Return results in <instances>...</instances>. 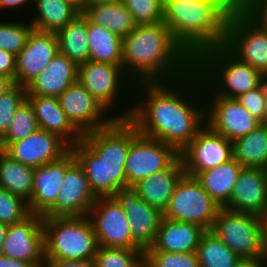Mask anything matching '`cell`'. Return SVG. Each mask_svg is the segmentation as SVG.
Segmentation results:
<instances>
[{"label":"cell","instance_id":"cell-1","mask_svg":"<svg viewBox=\"0 0 267 267\" xmlns=\"http://www.w3.org/2000/svg\"><path fill=\"white\" fill-rule=\"evenodd\" d=\"M128 119L140 134L173 146L181 153L206 125L200 75L194 69L172 81L134 83Z\"/></svg>","mask_w":267,"mask_h":267},{"label":"cell","instance_id":"cell-2","mask_svg":"<svg viewBox=\"0 0 267 267\" xmlns=\"http://www.w3.org/2000/svg\"><path fill=\"white\" fill-rule=\"evenodd\" d=\"M194 62L163 22L136 25L123 38L122 69L134 83L182 78Z\"/></svg>","mask_w":267,"mask_h":267},{"label":"cell","instance_id":"cell-3","mask_svg":"<svg viewBox=\"0 0 267 267\" xmlns=\"http://www.w3.org/2000/svg\"><path fill=\"white\" fill-rule=\"evenodd\" d=\"M138 134L128 118L114 119L106 127L83 134L82 140L70 147L97 198L111 197L126 188L125 162Z\"/></svg>","mask_w":267,"mask_h":267},{"label":"cell","instance_id":"cell-4","mask_svg":"<svg viewBox=\"0 0 267 267\" xmlns=\"http://www.w3.org/2000/svg\"><path fill=\"white\" fill-rule=\"evenodd\" d=\"M230 14L216 0L163 1V23L194 60L224 45Z\"/></svg>","mask_w":267,"mask_h":267},{"label":"cell","instance_id":"cell-5","mask_svg":"<svg viewBox=\"0 0 267 267\" xmlns=\"http://www.w3.org/2000/svg\"><path fill=\"white\" fill-rule=\"evenodd\" d=\"M203 83L204 95L236 98L260 86L266 78L240 61L224 45L203 51L194 62Z\"/></svg>","mask_w":267,"mask_h":267},{"label":"cell","instance_id":"cell-6","mask_svg":"<svg viewBox=\"0 0 267 267\" xmlns=\"http://www.w3.org/2000/svg\"><path fill=\"white\" fill-rule=\"evenodd\" d=\"M77 80L115 118H129L134 82L122 65L87 61L78 66Z\"/></svg>","mask_w":267,"mask_h":267},{"label":"cell","instance_id":"cell-7","mask_svg":"<svg viewBox=\"0 0 267 267\" xmlns=\"http://www.w3.org/2000/svg\"><path fill=\"white\" fill-rule=\"evenodd\" d=\"M45 260L94 261L98 242L88 216L43 217Z\"/></svg>","mask_w":267,"mask_h":267},{"label":"cell","instance_id":"cell-8","mask_svg":"<svg viewBox=\"0 0 267 267\" xmlns=\"http://www.w3.org/2000/svg\"><path fill=\"white\" fill-rule=\"evenodd\" d=\"M210 230L243 260L267 258L258 215L220 208Z\"/></svg>","mask_w":267,"mask_h":267},{"label":"cell","instance_id":"cell-9","mask_svg":"<svg viewBox=\"0 0 267 267\" xmlns=\"http://www.w3.org/2000/svg\"><path fill=\"white\" fill-rule=\"evenodd\" d=\"M219 209L201 183L195 177L184 174L175 186L163 217L210 230Z\"/></svg>","mask_w":267,"mask_h":267},{"label":"cell","instance_id":"cell-10","mask_svg":"<svg viewBox=\"0 0 267 267\" xmlns=\"http://www.w3.org/2000/svg\"><path fill=\"white\" fill-rule=\"evenodd\" d=\"M224 46L240 61L267 77V29L245 12L230 14Z\"/></svg>","mask_w":267,"mask_h":267},{"label":"cell","instance_id":"cell-11","mask_svg":"<svg viewBox=\"0 0 267 267\" xmlns=\"http://www.w3.org/2000/svg\"><path fill=\"white\" fill-rule=\"evenodd\" d=\"M179 157L173 146L139 133L130 143L125 162L126 188L167 169Z\"/></svg>","mask_w":267,"mask_h":267},{"label":"cell","instance_id":"cell-12","mask_svg":"<svg viewBox=\"0 0 267 267\" xmlns=\"http://www.w3.org/2000/svg\"><path fill=\"white\" fill-rule=\"evenodd\" d=\"M98 246L141 248L132 238L128 217L112 197H99L88 212Z\"/></svg>","mask_w":267,"mask_h":267},{"label":"cell","instance_id":"cell-13","mask_svg":"<svg viewBox=\"0 0 267 267\" xmlns=\"http://www.w3.org/2000/svg\"><path fill=\"white\" fill-rule=\"evenodd\" d=\"M180 157L185 174L196 177L200 172L232 160L233 144L206 124L181 151Z\"/></svg>","mask_w":267,"mask_h":267},{"label":"cell","instance_id":"cell-14","mask_svg":"<svg viewBox=\"0 0 267 267\" xmlns=\"http://www.w3.org/2000/svg\"><path fill=\"white\" fill-rule=\"evenodd\" d=\"M2 255L15 260L45 266V233L43 216L30 214L23 221L9 224Z\"/></svg>","mask_w":267,"mask_h":267},{"label":"cell","instance_id":"cell-15","mask_svg":"<svg viewBox=\"0 0 267 267\" xmlns=\"http://www.w3.org/2000/svg\"><path fill=\"white\" fill-rule=\"evenodd\" d=\"M206 124L229 141L247 135L261 123L236 98L204 95Z\"/></svg>","mask_w":267,"mask_h":267},{"label":"cell","instance_id":"cell-16","mask_svg":"<svg viewBox=\"0 0 267 267\" xmlns=\"http://www.w3.org/2000/svg\"><path fill=\"white\" fill-rule=\"evenodd\" d=\"M111 197L125 211L133 240L146 251L155 242L163 213L142 200L133 187L118 189Z\"/></svg>","mask_w":267,"mask_h":267},{"label":"cell","instance_id":"cell-17","mask_svg":"<svg viewBox=\"0 0 267 267\" xmlns=\"http://www.w3.org/2000/svg\"><path fill=\"white\" fill-rule=\"evenodd\" d=\"M58 101L82 134L106 127L115 119L78 80L62 92Z\"/></svg>","mask_w":267,"mask_h":267},{"label":"cell","instance_id":"cell-18","mask_svg":"<svg viewBox=\"0 0 267 267\" xmlns=\"http://www.w3.org/2000/svg\"><path fill=\"white\" fill-rule=\"evenodd\" d=\"M96 199L82 167L75 161L66 170L55 204L43 217L87 216Z\"/></svg>","mask_w":267,"mask_h":267},{"label":"cell","instance_id":"cell-19","mask_svg":"<svg viewBox=\"0 0 267 267\" xmlns=\"http://www.w3.org/2000/svg\"><path fill=\"white\" fill-rule=\"evenodd\" d=\"M70 146L58 135L37 129L28 137L10 143L4 152L12 159L32 168L60 159Z\"/></svg>","mask_w":267,"mask_h":267},{"label":"cell","instance_id":"cell-20","mask_svg":"<svg viewBox=\"0 0 267 267\" xmlns=\"http://www.w3.org/2000/svg\"><path fill=\"white\" fill-rule=\"evenodd\" d=\"M59 52L55 32L32 30L16 56L15 84L26 87Z\"/></svg>","mask_w":267,"mask_h":267},{"label":"cell","instance_id":"cell-21","mask_svg":"<svg viewBox=\"0 0 267 267\" xmlns=\"http://www.w3.org/2000/svg\"><path fill=\"white\" fill-rule=\"evenodd\" d=\"M75 161L69 150L60 159L34 168L33 192L28 202L31 214L43 216L55 204L66 170Z\"/></svg>","mask_w":267,"mask_h":267},{"label":"cell","instance_id":"cell-22","mask_svg":"<svg viewBox=\"0 0 267 267\" xmlns=\"http://www.w3.org/2000/svg\"><path fill=\"white\" fill-rule=\"evenodd\" d=\"M223 208L258 216L264 214L267 211V170L242 167L229 202Z\"/></svg>","mask_w":267,"mask_h":267},{"label":"cell","instance_id":"cell-23","mask_svg":"<svg viewBox=\"0 0 267 267\" xmlns=\"http://www.w3.org/2000/svg\"><path fill=\"white\" fill-rule=\"evenodd\" d=\"M27 101L40 129L58 135L70 147L82 140L83 134L68 119L57 97L27 95Z\"/></svg>","mask_w":267,"mask_h":267},{"label":"cell","instance_id":"cell-24","mask_svg":"<svg viewBox=\"0 0 267 267\" xmlns=\"http://www.w3.org/2000/svg\"><path fill=\"white\" fill-rule=\"evenodd\" d=\"M78 66L67 56L57 53L27 86V95L59 97L77 81Z\"/></svg>","mask_w":267,"mask_h":267},{"label":"cell","instance_id":"cell-25","mask_svg":"<svg viewBox=\"0 0 267 267\" xmlns=\"http://www.w3.org/2000/svg\"><path fill=\"white\" fill-rule=\"evenodd\" d=\"M201 226L162 217L154 244L146 251L193 253L197 251Z\"/></svg>","mask_w":267,"mask_h":267},{"label":"cell","instance_id":"cell-26","mask_svg":"<svg viewBox=\"0 0 267 267\" xmlns=\"http://www.w3.org/2000/svg\"><path fill=\"white\" fill-rule=\"evenodd\" d=\"M184 174L183 162L179 157L170 167L141 180L133 188L142 200L163 213L175 186Z\"/></svg>","mask_w":267,"mask_h":267},{"label":"cell","instance_id":"cell-27","mask_svg":"<svg viewBox=\"0 0 267 267\" xmlns=\"http://www.w3.org/2000/svg\"><path fill=\"white\" fill-rule=\"evenodd\" d=\"M81 9L68 0H35L29 21L40 32H57L73 20Z\"/></svg>","mask_w":267,"mask_h":267},{"label":"cell","instance_id":"cell-28","mask_svg":"<svg viewBox=\"0 0 267 267\" xmlns=\"http://www.w3.org/2000/svg\"><path fill=\"white\" fill-rule=\"evenodd\" d=\"M82 14L90 23L103 26L122 39L135 29L132 15L120 3L84 2Z\"/></svg>","mask_w":267,"mask_h":267},{"label":"cell","instance_id":"cell-29","mask_svg":"<svg viewBox=\"0 0 267 267\" xmlns=\"http://www.w3.org/2000/svg\"><path fill=\"white\" fill-rule=\"evenodd\" d=\"M242 166L233 158L212 169L200 172L195 178L220 208L228 202Z\"/></svg>","mask_w":267,"mask_h":267},{"label":"cell","instance_id":"cell-30","mask_svg":"<svg viewBox=\"0 0 267 267\" xmlns=\"http://www.w3.org/2000/svg\"><path fill=\"white\" fill-rule=\"evenodd\" d=\"M88 19L79 13L64 28L56 32L59 53L77 66L89 61Z\"/></svg>","mask_w":267,"mask_h":267},{"label":"cell","instance_id":"cell-31","mask_svg":"<svg viewBox=\"0 0 267 267\" xmlns=\"http://www.w3.org/2000/svg\"><path fill=\"white\" fill-rule=\"evenodd\" d=\"M233 158L242 166L267 170V124L261 123L232 142Z\"/></svg>","mask_w":267,"mask_h":267},{"label":"cell","instance_id":"cell-32","mask_svg":"<svg viewBox=\"0 0 267 267\" xmlns=\"http://www.w3.org/2000/svg\"><path fill=\"white\" fill-rule=\"evenodd\" d=\"M34 168L12 159L0 152V187L29 202L32 197Z\"/></svg>","mask_w":267,"mask_h":267},{"label":"cell","instance_id":"cell-33","mask_svg":"<svg viewBox=\"0 0 267 267\" xmlns=\"http://www.w3.org/2000/svg\"><path fill=\"white\" fill-rule=\"evenodd\" d=\"M89 60L122 65L123 39L104 28L88 21Z\"/></svg>","mask_w":267,"mask_h":267},{"label":"cell","instance_id":"cell-34","mask_svg":"<svg viewBox=\"0 0 267 267\" xmlns=\"http://www.w3.org/2000/svg\"><path fill=\"white\" fill-rule=\"evenodd\" d=\"M199 267H238L243 261L211 230H206L197 247Z\"/></svg>","mask_w":267,"mask_h":267},{"label":"cell","instance_id":"cell-35","mask_svg":"<svg viewBox=\"0 0 267 267\" xmlns=\"http://www.w3.org/2000/svg\"><path fill=\"white\" fill-rule=\"evenodd\" d=\"M32 30L33 25L28 18L0 17V49L17 56Z\"/></svg>","mask_w":267,"mask_h":267},{"label":"cell","instance_id":"cell-36","mask_svg":"<svg viewBox=\"0 0 267 267\" xmlns=\"http://www.w3.org/2000/svg\"><path fill=\"white\" fill-rule=\"evenodd\" d=\"M144 252L142 248L98 246L93 267H141Z\"/></svg>","mask_w":267,"mask_h":267},{"label":"cell","instance_id":"cell-37","mask_svg":"<svg viewBox=\"0 0 267 267\" xmlns=\"http://www.w3.org/2000/svg\"><path fill=\"white\" fill-rule=\"evenodd\" d=\"M39 129L34 110L26 100L14 114L8 131L3 136L4 149L16 141L22 140Z\"/></svg>","mask_w":267,"mask_h":267},{"label":"cell","instance_id":"cell-38","mask_svg":"<svg viewBox=\"0 0 267 267\" xmlns=\"http://www.w3.org/2000/svg\"><path fill=\"white\" fill-rule=\"evenodd\" d=\"M123 4L136 25L163 22L162 0H124Z\"/></svg>","mask_w":267,"mask_h":267},{"label":"cell","instance_id":"cell-39","mask_svg":"<svg viewBox=\"0 0 267 267\" xmlns=\"http://www.w3.org/2000/svg\"><path fill=\"white\" fill-rule=\"evenodd\" d=\"M27 100L26 87L13 84L0 96V133L6 134L16 110Z\"/></svg>","mask_w":267,"mask_h":267},{"label":"cell","instance_id":"cell-40","mask_svg":"<svg viewBox=\"0 0 267 267\" xmlns=\"http://www.w3.org/2000/svg\"><path fill=\"white\" fill-rule=\"evenodd\" d=\"M28 202L0 187V224H15L30 215Z\"/></svg>","mask_w":267,"mask_h":267},{"label":"cell","instance_id":"cell-41","mask_svg":"<svg viewBox=\"0 0 267 267\" xmlns=\"http://www.w3.org/2000/svg\"><path fill=\"white\" fill-rule=\"evenodd\" d=\"M144 261L150 267H199L196 252L169 253L162 251H145Z\"/></svg>","mask_w":267,"mask_h":267},{"label":"cell","instance_id":"cell-42","mask_svg":"<svg viewBox=\"0 0 267 267\" xmlns=\"http://www.w3.org/2000/svg\"><path fill=\"white\" fill-rule=\"evenodd\" d=\"M236 99L256 120L265 123V79L260 86L239 95Z\"/></svg>","mask_w":267,"mask_h":267},{"label":"cell","instance_id":"cell-43","mask_svg":"<svg viewBox=\"0 0 267 267\" xmlns=\"http://www.w3.org/2000/svg\"><path fill=\"white\" fill-rule=\"evenodd\" d=\"M34 3H35V0H0V14H1L0 16L2 18L6 15H7L6 16L7 18H9L11 16H12V18L13 17L15 18L16 16L17 17L19 16V18H21V17L24 18V16H25V18H29V15L31 14ZM13 12H14V14H13ZM21 12H22V14H21Z\"/></svg>","mask_w":267,"mask_h":267},{"label":"cell","instance_id":"cell-44","mask_svg":"<svg viewBox=\"0 0 267 267\" xmlns=\"http://www.w3.org/2000/svg\"><path fill=\"white\" fill-rule=\"evenodd\" d=\"M245 13L260 27L267 29V0H250Z\"/></svg>","mask_w":267,"mask_h":267},{"label":"cell","instance_id":"cell-45","mask_svg":"<svg viewBox=\"0 0 267 267\" xmlns=\"http://www.w3.org/2000/svg\"><path fill=\"white\" fill-rule=\"evenodd\" d=\"M16 56L0 49V75L11 79L15 83Z\"/></svg>","mask_w":267,"mask_h":267},{"label":"cell","instance_id":"cell-46","mask_svg":"<svg viewBox=\"0 0 267 267\" xmlns=\"http://www.w3.org/2000/svg\"><path fill=\"white\" fill-rule=\"evenodd\" d=\"M216 1H218L231 14L246 12L250 5V0H216Z\"/></svg>","mask_w":267,"mask_h":267},{"label":"cell","instance_id":"cell-47","mask_svg":"<svg viewBox=\"0 0 267 267\" xmlns=\"http://www.w3.org/2000/svg\"><path fill=\"white\" fill-rule=\"evenodd\" d=\"M45 267H93V262L85 260H46Z\"/></svg>","mask_w":267,"mask_h":267},{"label":"cell","instance_id":"cell-48","mask_svg":"<svg viewBox=\"0 0 267 267\" xmlns=\"http://www.w3.org/2000/svg\"><path fill=\"white\" fill-rule=\"evenodd\" d=\"M0 267H36L33 263L0 255Z\"/></svg>","mask_w":267,"mask_h":267},{"label":"cell","instance_id":"cell-49","mask_svg":"<svg viewBox=\"0 0 267 267\" xmlns=\"http://www.w3.org/2000/svg\"><path fill=\"white\" fill-rule=\"evenodd\" d=\"M238 267H267V258L256 260H243Z\"/></svg>","mask_w":267,"mask_h":267},{"label":"cell","instance_id":"cell-50","mask_svg":"<svg viewBox=\"0 0 267 267\" xmlns=\"http://www.w3.org/2000/svg\"><path fill=\"white\" fill-rule=\"evenodd\" d=\"M260 217H261V223H262L263 243H264V248L266 250V256H267V211L264 214H262Z\"/></svg>","mask_w":267,"mask_h":267},{"label":"cell","instance_id":"cell-51","mask_svg":"<svg viewBox=\"0 0 267 267\" xmlns=\"http://www.w3.org/2000/svg\"><path fill=\"white\" fill-rule=\"evenodd\" d=\"M13 84L14 82L11 79L0 75V96Z\"/></svg>","mask_w":267,"mask_h":267},{"label":"cell","instance_id":"cell-52","mask_svg":"<svg viewBox=\"0 0 267 267\" xmlns=\"http://www.w3.org/2000/svg\"><path fill=\"white\" fill-rule=\"evenodd\" d=\"M8 225L0 224V255H2L3 243L7 234Z\"/></svg>","mask_w":267,"mask_h":267},{"label":"cell","instance_id":"cell-53","mask_svg":"<svg viewBox=\"0 0 267 267\" xmlns=\"http://www.w3.org/2000/svg\"><path fill=\"white\" fill-rule=\"evenodd\" d=\"M124 0H86L85 2H96V3H120Z\"/></svg>","mask_w":267,"mask_h":267},{"label":"cell","instance_id":"cell-54","mask_svg":"<svg viewBox=\"0 0 267 267\" xmlns=\"http://www.w3.org/2000/svg\"><path fill=\"white\" fill-rule=\"evenodd\" d=\"M265 100H266V105H265V123L267 124V77L265 78Z\"/></svg>","mask_w":267,"mask_h":267},{"label":"cell","instance_id":"cell-55","mask_svg":"<svg viewBox=\"0 0 267 267\" xmlns=\"http://www.w3.org/2000/svg\"><path fill=\"white\" fill-rule=\"evenodd\" d=\"M74 2L80 9H82V6L86 0H68Z\"/></svg>","mask_w":267,"mask_h":267},{"label":"cell","instance_id":"cell-56","mask_svg":"<svg viewBox=\"0 0 267 267\" xmlns=\"http://www.w3.org/2000/svg\"><path fill=\"white\" fill-rule=\"evenodd\" d=\"M4 151V140H3V136L0 133V152Z\"/></svg>","mask_w":267,"mask_h":267},{"label":"cell","instance_id":"cell-57","mask_svg":"<svg viewBox=\"0 0 267 267\" xmlns=\"http://www.w3.org/2000/svg\"><path fill=\"white\" fill-rule=\"evenodd\" d=\"M141 267H150L145 261L142 263Z\"/></svg>","mask_w":267,"mask_h":267}]
</instances>
